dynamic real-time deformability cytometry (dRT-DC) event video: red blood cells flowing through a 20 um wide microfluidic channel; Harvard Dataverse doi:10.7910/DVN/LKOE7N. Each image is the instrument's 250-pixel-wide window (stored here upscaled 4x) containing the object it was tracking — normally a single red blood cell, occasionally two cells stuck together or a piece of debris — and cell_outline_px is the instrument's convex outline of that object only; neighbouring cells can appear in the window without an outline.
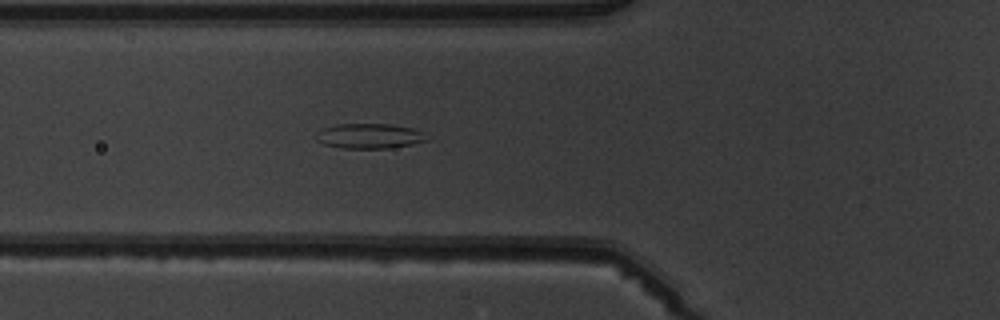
{"species": "common noctule bat (a hibernating species)", "species_latin": "Nyctalus noctula", "temperature_condition": "warm", "stored_images_in_passage": 6, "camera_frame_rate_fps": 3000, "um_per_image_px": 0.085, "animal": {"sex": "male", "body_mass_g": 19.5, "forearm_length_mm": 54.6}, "frame": {"image": 1, "passage_image": 6, "time_ms": 5.667, "image_size_px": [1000, 320], "cell_outline_px": [[428, 140], [412, 144], [388, 148], [344, 148], [324, 144], [316, 140], [316, 132], [324, 128], [336, 124], [392, 124], [412, 128], [424, 132]], "centroid_in_image_um": [31.4, 11.55], "position_along_channel_um": 94.4, "area_um2": 16.07}}